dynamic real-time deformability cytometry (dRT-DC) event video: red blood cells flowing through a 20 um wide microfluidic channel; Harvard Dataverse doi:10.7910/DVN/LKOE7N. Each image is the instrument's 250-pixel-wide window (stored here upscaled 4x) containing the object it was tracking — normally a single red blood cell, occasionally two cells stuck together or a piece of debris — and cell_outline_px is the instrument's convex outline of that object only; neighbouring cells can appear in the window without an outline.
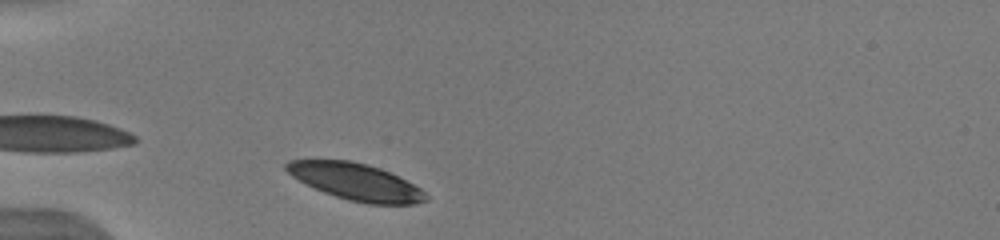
{"species": "human", "species_latin": "Homo sapiens", "temperature_condition": "warm", "stored_images_in_passage": 32, "camera_frame_rate_fps": 3000, "um_per_image_px": 0.085, "donor": {"sex": "male"}, "frame": {"image": 1, "passage_image": 1, "time_ms": 0.0, "image_size_px": [1000, 240], "cell_outline_px": [[428, 200], [416, 204], [368, 204], [348, 200], [324, 192], [292, 176], [284, 168], [284, 164], [288, 160], [348, 160], [368, 164], [380, 168], [420, 188], [428, 196]], "centroid_in_image_um": [30.25, 15.45], "position_along_channel_um": 54.8, "area_um2": 29.54}}
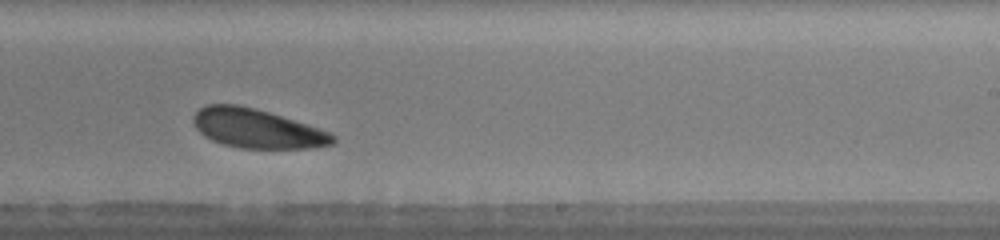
{"frame": {"image": 2, "passage_image": 19, "time_ms": 6.0, "image_size_px": [1000, 240], "cell_outline_px": [[336, 140], [332, 144], [312, 148], [240, 148], [224, 144], [212, 140], [204, 136], [196, 128], [192, 120], [192, 116], [200, 108], [208, 104], [236, 104], [256, 108], [320, 128], [336, 136]], "centroid_in_image_um": [21.83, 10.92], "position_along_channel_um": 267.2, "area_um2": 31.79}, "authors_computed_cell_mechanics": {"area_um2": 32.7148, "velocity_mm_per_s": 3.8536, "shape_relaxation_time_tau1_ms": 1.3066, "shape_relaxation_time_tau2_ms": 11.0848, "deformation_change_tau1": 0.08, "deformation_change_tau2": 0.2149}}